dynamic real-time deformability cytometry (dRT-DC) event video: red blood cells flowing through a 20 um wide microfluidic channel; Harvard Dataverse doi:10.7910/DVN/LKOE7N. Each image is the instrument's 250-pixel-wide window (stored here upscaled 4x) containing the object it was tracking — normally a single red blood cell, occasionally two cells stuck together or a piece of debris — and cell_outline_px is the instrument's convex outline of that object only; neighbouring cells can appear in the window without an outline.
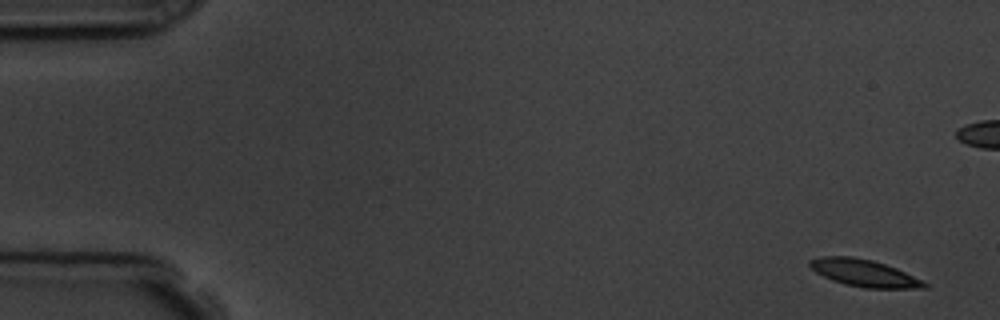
{"species": "common noctule bat (a hibernating species)", "species_latin": "Nyctalus noctula", "temperature_condition": "room temperature", "stored_images_in_passage": 6, "camera_frame_rate_fps": 3000, "um_per_image_px": 0.085, "animal": {"sex": "male", "body_mass_g": 19.5, "forearm_length_mm": 54.6}, "frame": {"image": 1, "passage_image": 1, "time_ms": 0.0, "image_size_px": [1000, 320], "cell_outline_px": [[928, 288], [864, 288], [844, 284], [832, 280], [816, 272], [808, 264], [808, 260], [820, 256], [852, 256], [872, 260], [896, 268], [928, 284]], "centroid_in_image_um": [73.4, 23.2], "position_along_channel_um": 11.6, "area_um2": 17.92}}